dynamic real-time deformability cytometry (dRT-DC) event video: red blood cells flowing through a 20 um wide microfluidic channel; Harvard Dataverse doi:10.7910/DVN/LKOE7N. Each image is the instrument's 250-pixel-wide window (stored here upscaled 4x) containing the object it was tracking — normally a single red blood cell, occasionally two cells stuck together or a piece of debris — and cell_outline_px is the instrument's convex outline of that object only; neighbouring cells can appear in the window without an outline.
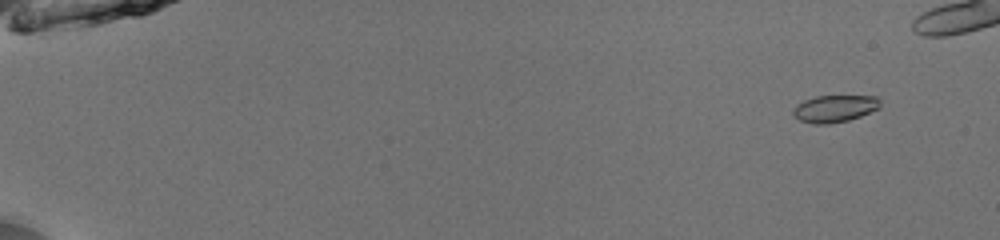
{"species": "common noctule bat (a hibernating species)", "species_latin": "Nyctalus noctula", "temperature_condition": "room temperature", "stored_images_in_passage": 50, "camera_frame_rate_fps": 3000, "um_per_image_px": 0.085, "animal": {"sex": "male", "body_mass_g": 13.0, "forearm_length_mm": 53.1}, "frame": {"image": 1, "passage_image": 5, "time_ms": 1.333, "image_size_px": [1000, 240], "cell_outline_px": [[880, 108], [860, 116], [848, 120], [828, 124], [812, 124], [800, 120], [792, 112], [796, 104], [804, 100], [816, 96], [876, 96], [880, 100]], "centroid_in_image_um": [70.95, 9.23], "position_along_channel_um": 14.1, "area_um2": 13.7}}
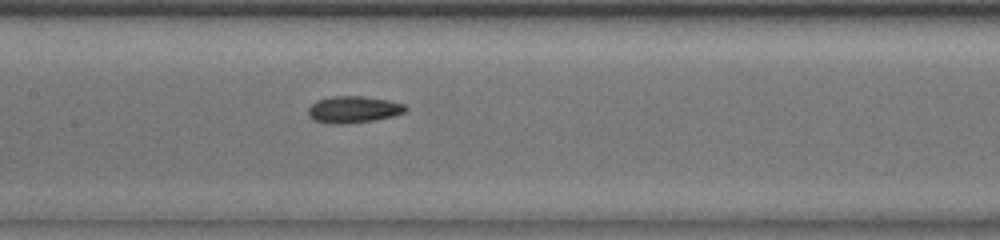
{"frame": {"image": 2, "passage_image": 29, "time_ms": 9.333, "image_size_px": [1000, 240], "cell_outline_px": [[408, 108], [404, 112], [392, 116], [372, 120], [344, 124], [328, 124], [312, 120], [308, 116], [308, 108], [316, 100], [332, 96], [360, 96], [388, 100], [404, 104]], "centroid_in_image_um": [29.99, 9.31], "position_along_channel_um": 177.4, "area_um2": 15.2}}
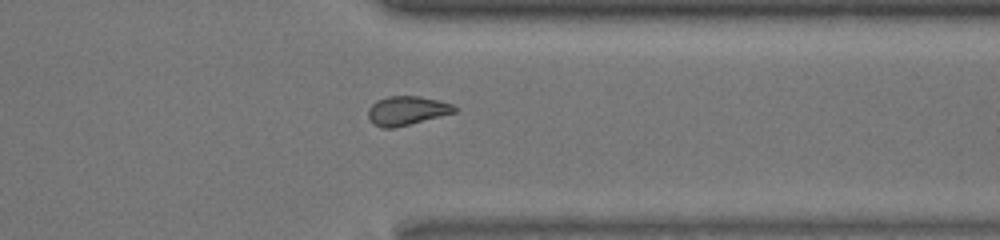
{"frame": {"image": 3, "passage_image": 44, "time_ms": 14.333, "image_size_px": [1000, 240], "cell_outline_px": [[456, 112], [392, 128], [384, 128], [376, 124], [368, 116], [368, 108], [376, 100], [388, 96], [420, 96], [452, 104], [456, 108]], "centroid_in_image_um": [34.56, 9.38], "position_along_channel_um": 376.8, "area_um2": 14.22}}